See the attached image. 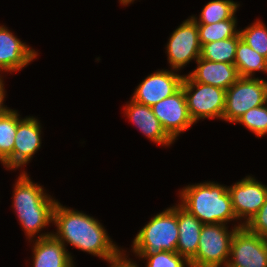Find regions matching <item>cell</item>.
Here are the masks:
<instances>
[{"mask_svg":"<svg viewBox=\"0 0 267 267\" xmlns=\"http://www.w3.org/2000/svg\"><path fill=\"white\" fill-rule=\"evenodd\" d=\"M57 232L52 234L64 245H70L106 260L120 248L111 241L101 223L80 211L63 207L57 202L53 212Z\"/></svg>","mask_w":267,"mask_h":267,"instance_id":"1","label":"cell"},{"mask_svg":"<svg viewBox=\"0 0 267 267\" xmlns=\"http://www.w3.org/2000/svg\"><path fill=\"white\" fill-rule=\"evenodd\" d=\"M43 190L42 186L31 181L25 171L20 173L14 186L13 207L29 241L53 223V212L58 201Z\"/></svg>","mask_w":267,"mask_h":267,"instance_id":"2","label":"cell"},{"mask_svg":"<svg viewBox=\"0 0 267 267\" xmlns=\"http://www.w3.org/2000/svg\"><path fill=\"white\" fill-rule=\"evenodd\" d=\"M180 205L203 224L236 220L228 187L214 182L188 185L179 192Z\"/></svg>","mask_w":267,"mask_h":267,"instance_id":"3","label":"cell"},{"mask_svg":"<svg viewBox=\"0 0 267 267\" xmlns=\"http://www.w3.org/2000/svg\"><path fill=\"white\" fill-rule=\"evenodd\" d=\"M178 205L155 215L137 233L133 240V253L172 252L177 253Z\"/></svg>","mask_w":267,"mask_h":267,"instance_id":"4","label":"cell"},{"mask_svg":"<svg viewBox=\"0 0 267 267\" xmlns=\"http://www.w3.org/2000/svg\"><path fill=\"white\" fill-rule=\"evenodd\" d=\"M236 226V227H235ZM243 223L228 231L226 224H204L202 226L196 255L189 261L191 267H225L228 264L230 245L236 230Z\"/></svg>","mask_w":267,"mask_h":267,"instance_id":"5","label":"cell"},{"mask_svg":"<svg viewBox=\"0 0 267 267\" xmlns=\"http://www.w3.org/2000/svg\"><path fill=\"white\" fill-rule=\"evenodd\" d=\"M267 100V80L258 77H239L226 90L222 120L236 123L249 109L259 107Z\"/></svg>","mask_w":267,"mask_h":267,"instance_id":"6","label":"cell"},{"mask_svg":"<svg viewBox=\"0 0 267 267\" xmlns=\"http://www.w3.org/2000/svg\"><path fill=\"white\" fill-rule=\"evenodd\" d=\"M188 112L196 123L199 119H222L225 110L226 90L193 81L185 75L182 81Z\"/></svg>","mask_w":267,"mask_h":267,"instance_id":"7","label":"cell"},{"mask_svg":"<svg viewBox=\"0 0 267 267\" xmlns=\"http://www.w3.org/2000/svg\"><path fill=\"white\" fill-rule=\"evenodd\" d=\"M166 45L168 62L173 71L184 68L191 60L201 55V44L197 23L190 17L170 35Z\"/></svg>","mask_w":267,"mask_h":267,"instance_id":"8","label":"cell"},{"mask_svg":"<svg viewBox=\"0 0 267 267\" xmlns=\"http://www.w3.org/2000/svg\"><path fill=\"white\" fill-rule=\"evenodd\" d=\"M225 267H267V243L264 237L251 233L245 226L236 230Z\"/></svg>","mask_w":267,"mask_h":267,"instance_id":"9","label":"cell"},{"mask_svg":"<svg viewBox=\"0 0 267 267\" xmlns=\"http://www.w3.org/2000/svg\"><path fill=\"white\" fill-rule=\"evenodd\" d=\"M151 108L164 131L174 142L183 131L185 132L195 124L189 115L186 96L182 87Z\"/></svg>","mask_w":267,"mask_h":267,"instance_id":"10","label":"cell"},{"mask_svg":"<svg viewBox=\"0 0 267 267\" xmlns=\"http://www.w3.org/2000/svg\"><path fill=\"white\" fill-rule=\"evenodd\" d=\"M237 220L244 218L243 226L260 210L267 198V186L252 176L228 186Z\"/></svg>","mask_w":267,"mask_h":267,"instance_id":"11","label":"cell"},{"mask_svg":"<svg viewBox=\"0 0 267 267\" xmlns=\"http://www.w3.org/2000/svg\"><path fill=\"white\" fill-rule=\"evenodd\" d=\"M184 76L174 73L172 69L156 71L137 86L131 99L151 107L177 92L182 86Z\"/></svg>","mask_w":267,"mask_h":267,"instance_id":"12","label":"cell"},{"mask_svg":"<svg viewBox=\"0 0 267 267\" xmlns=\"http://www.w3.org/2000/svg\"><path fill=\"white\" fill-rule=\"evenodd\" d=\"M13 146V170H16L29 163L33 155L41 147V125L36 118L19 117Z\"/></svg>","mask_w":267,"mask_h":267,"instance_id":"13","label":"cell"},{"mask_svg":"<svg viewBox=\"0 0 267 267\" xmlns=\"http://www.w3.org/2000/svg\"><path fill=\"white\" fill-rule=\"evenodd\" d=\"M37 55V51L23 43L6 27L0 26V72L20 71Z\"/></svg>","mask_w":267,"mask_h":267,"instance_id":"14","label":"cell"},{"mask_svg":"<svg viewBox=\"0 0 267 267\" xmlns=\"http://www.w3.org/2000/svg\"><path fill=\"white\" fill-rule=\"evenodd\" d=\"M33 245V267H75L66 246L52 232L41 233Z\"/></svg>","mask_w":267,"mask_h":267,"instance_id":"15","label":"cell"},{"mask_svg":"<svg viewBox=\"0 0 267 267\" xmlns=\"http://www.w3.org/2000/svg\"><path fill=\"white\" fill-rule=\"evenodd\" d=\"M125 115L149 140L162 146H170L174 141L162 128L152 108L130 100L125 106Z\"/></svg>","mask_w":267,"mask_h":267,"instance_id":"16","label":"cell"},{"mask_svg":"<svg viewBox=\"0 0 267 267\" xmlns=\"http://www.w3.org/2000/svg\"><path fill=\"white\" fill-rule=\"evenodd\" d=\"M196 63L197 68L188 74L195 82L227 90L239 78L234 64L205 60L201 57Z\"/></svg>","mask_w":267,"mask_h":267,"instance_id":"17","label":"cell"},{"mask_svg":"<svg viewBox=\"0 0 267 267\" xmlns=\"http://www.w3.org/2000/svg\"><path fill=\"white\" fill-rule=\"evenodd\" d=\"M204 224L190 214L178 203V229L177 253L190 261L197 252L199 238Z\"/></svg>","mask_w":267,"mask_h":267,"instance_id":"18","label":"cell"},{"mask_svg":"<svg viewBox=\"0 0 267 267\" xmlns=\"http://www.w3.org/2000/svg\"><path fill=\"white\" fill-rule=\"evenodd\" d=\"M18 125V112L9 109L0 117V162L13 170V146Z\"/></svg>","mask_w":267,"mask_h":267,"instance_id":"19","label":"cell"},{"mask_svg":"<svg viewBox=\"0 0 267 267\" xmlns=\"http://www.w3.org/2000/svg\"><path fill=\"white\" fill-rule=\"evenodd\" d=\"M239 77H250L255 71L267 72V58L253 50L243 40L238 41L235 62Z\"/></svg>","mask_w":267,"mask_h":267,"instance_id":"20","label":"cell"},{"mask_svg":"<svg viewBox=\"0 0 267 267\" xmlns=\"http://www.w3.org/2000/svg\"><path fill=\"white\" fill-rule=\"evenodd\" d=\"M240 39L241 37L238 33L232 38L203 44L200 57L205 60L234 64L236 48Z\"/></svg>","mask_w":267,"mask_h":267,"instance_id":"21","label":"cell"},{"mask_svg":"<svg viewBox=\"0 0 267 267\" xmlns=\"http://www.w3.org/2000/svg\"><path fill=\"white\" fill-rule=\"evenodd\" d=\"M239 5L233 0H212L201 10L199 19L195 16H191V18L197 24L218 23L219 21L235 18V12Z\"/></svg>","mask_w":267,"mask_h":267,"instance_id":"22","label":"cell"},{"mask_svg":"<svg viewBox=\"0 0 267 267\" xmlns=\"http://www.w3.org/2000/svg\"><path fill=\"white\" fill-rule=\"evenodd\" d=\"M236 24V18H230L213 24H197L201 46L213 41L235 37L239 33V30H236Z\"/></svg>","mask_w":267,"mask_h":267,"instance_id":"23","label":"cell"},{"mask_svg":"<svg viewBox=\"0 0 267 267\" xmlns=\"http://www.w3.org/2000/svg\"><path fill=\"white\" fill-rule=\"evenodd\" d=\"M239 34L241 40L267 58V28L263 22L258 20L244 30H239Z\"/></svg>","mask_w":267,"mask_h":267,"instance_id":"24","label":"cell"},{"mask_svg":"<svg viewBox=\"0 0 267 267\" xmlns=\"http://www.w3.org/2000/svg\"><path fill=\"white\" fill-rule=\"evenodd\" d=\"M267 104L253 107L244 113L236 123L243 124L258 138L267 134Z\"/></svg>","mask_w":267,"mask_h":267,"instance_id":"25","label":"cell"},{"mask_svg":"<svg viewBox=\"0 0 267 267\" xmlns=\"http://www.w3.org/2000/svg\"><path fill=\"white\" fill-rule=\"evenodd\" d=\"M135 256L147 260L146 267H191L190 262L178 253L154 252V253H135Z\"/></svg>","mask_w":267,"mask_h":267,"instance_id":"26","label":"cell"},{"mask_svg":"<svg viewBox=\"0 0 267 267\" xmlns=\"http://www.w3.org/2000/svg\"><path fill=\"white\" fill-rule=\"evenodd\" d=\"M251 233L267 236V198L260 210L244 225Z\"/></svg>","mask_w":267,"mask_h":267,"instance_id":"27","label":"cell"},{"mask_svg":"<svg viewBox=\"0 0 267 267\" xmlns=\"http://www.w3.org/2000/svg\"><path fill=\"white\" fill-rule=\"evenodd\" d=\"M124 250L119 249L115 254L107 258L105 261H107L110 265V267H139L136 262L127 259L123 252Z\"/></svg>","mask_w":267,"mask_h":267,"instance_id":"28","label":"cell"},{"mask_svg":"<svg viewBox=\"0 0 267 267\" xmlns=\"http://www.w3.org/2000/svg\"><path fill=\"white\" fill-rule=\"evenodd\" d=\"M4 80L2 79V77H1V75H0V117L4 114V113H6L8 110H9V108L6 106L5 107V105H3L4 104V98H5V88H4Z\"/></svg>","mask_w":267,"mask_h":267,"instance_id":"29","label":"cell"},{"mask_svg":"<svg viewBox=\"0 0 267 267\" xmlns=\"http://www.w3.org/2000/svg\"><path fill=\"white\" fill-rule=\"evenodd\" d=\"M119 1H120V4H122L124 6L134 2V0H119Z\"/></svg>","mask_w":267,"mask_h":267,"instance_id":"30","label":"cell"}]
</instances>
